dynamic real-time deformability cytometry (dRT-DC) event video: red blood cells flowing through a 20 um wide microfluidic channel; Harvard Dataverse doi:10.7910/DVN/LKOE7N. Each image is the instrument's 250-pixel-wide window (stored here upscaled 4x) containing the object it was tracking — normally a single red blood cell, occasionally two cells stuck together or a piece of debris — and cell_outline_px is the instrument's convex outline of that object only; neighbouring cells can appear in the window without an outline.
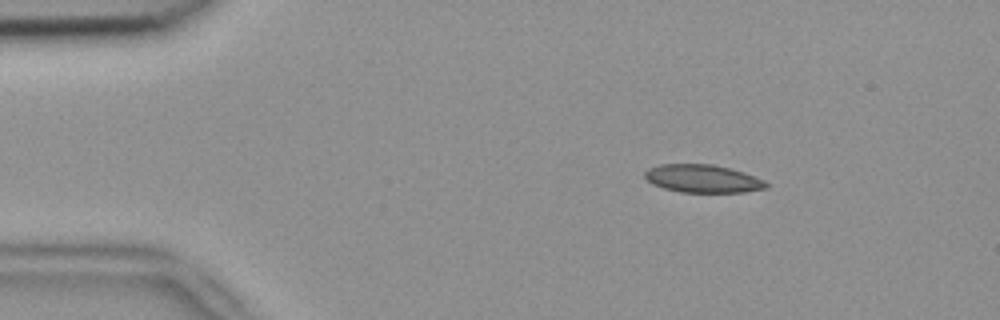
{"species": "common noctule bat (a hibernating species)", "species_latin": "Nyctalus noctula", "temperature_condition": "room temperature", "stored_images_in_passage": 5, "camera_frame_rate_fps": 3000, "um_per_image_px": 0.085, "animal": {"sex": "female", "body_mass_g": 18.4}, "frame": {"image": 1, "passage_image": 3, "time_ms": 0.667, "image_size_px": [1000, 320], "cell_outline_px": [[768, 188], [744, 192], [680, 192], [664, 188], [652, 184], [644, 176], [644, 172], [648, 168], [660, 164], [712, 164], [744, 172], [764, 180], [768, 184]], "centroid_in_image_um": [59.73, 15.18], "position_along_channel_um": 25.3, "area_um2": 19.77}}
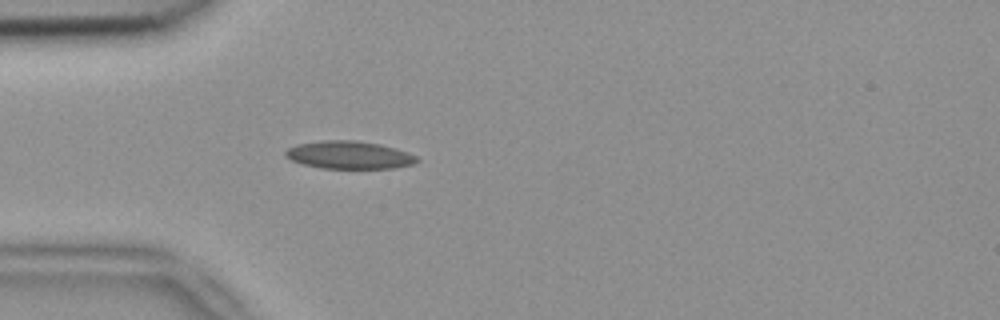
{"frame": {"image": 2, "passage_image": 5, "time_ms": 1.333, "image_size_px": [1000, 320], "cell_outline_px": [[420, 160], [416, 164], [392, 168], [320, 168], [300, 164], [284, 156], [284, 152], [288, 148], [296, 144], [324, 140], [356, 140], [380, 144], [396, 148], [408, 152], [416, 156]], "centroid_in_image_um": [29.68, 13.17], "position_along_channel_um": 55.3, "area_um2": 21.5}}